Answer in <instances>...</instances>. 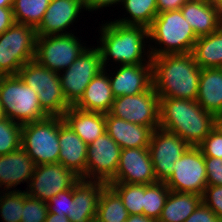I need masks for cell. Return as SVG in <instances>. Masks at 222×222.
<instances>
[{"instance_id": "obj_21", "label": "cell", "mask_w": 222, "mask_h": 222, "mask_svg": "<svg viewBox=\"0 0 222 222\" xmlns=\"http://www.w3.org/2000/svg\"><path fill=\"white\" fill-rule=\"evenodd\" d=\"M59 144L58 163L81 178L86 171L88 145L65 121L59 126Z\"/></svg>"}, {"instance_id": "obj_42", "label": "cell", "mask_w": 222, "mask_h": 222, "mask_svg": "<svg viewBox=\"0 0 222 222\" xmlns=\"http://www.w3.org/2000/svg\"><path fill=\"white\" fill-rule=\"evenodd\" d=\"M15 23L12 7H0V34Z\"/></svg>"}, {"instance_id": "obj_19", "label": "cell", "mask_w": 222, "mask_h": 222, "mask_svg": "<svg viewBox=\"0 0 222 222\" xmlns=\"http://www.w3.org/2000/svg\"><path fill=\"white\" fill-rule=\"evenodd\" d=\"M107 183L80 179L73 186L70 222H91L96 220L98 202Z\"/></svg>"}, {"instance_id": "obj_45", "label": "cell", "mask_w": 222, "mask_h": 222, "mask_svg": "<svg viewBox=\"0 0 222 222\" xmlns=\"http://www.w3.org/2000/svg\"><path fill=\"white\" fill-rule=\"evenodd\" d=\"M45 222H70V220L65 215L48 212Z\"/></svg>"}, {"instance_id": "obj_52", "label": "cell", "mask_w": 222, "mask_h": 222, "mask_svg": "<svg viewBox=\"0 0 222 222\" xmlns=\"http://www.w3.org/2000/svg\"><path fill=\"white\" fill-rule=\"evenodd\" d=\"M189 1H197V2L207 3V0H189Z\"/></svg>"}, {"instance_id": "obj_20", "label": "cell", "mask_w": 222, "mask_h": 222, "mask_svg": "<svg viewBox=\"0 0 222 222\" xmlns=\"http://www.w3.org/2000/svg\"><path fill=\"white\" fill-rule=\"evenodd\" d=\"M35 163L21 146L13 152L0 155V189L16 191L17 185L29 181L35 170Z\"/></svg>"}, {"instance_id": "obj_11", "label": "cell", "mask_w": 222, "mask_h": 222, "mask_svg": "<svg viewBox=\"0 0 222 222\" xmlns=\"http://www.w3.org/2000/svg\"><path fill=\"white\" fill-rule=\"evenodd\" d=\"M160 98L153 85L145 92L114 98L110 115L137 125L159 128Z\"/></svg>"}, {"instance_id": "obj_38", "label": "cell", "mask_w": 222, "mask_h": 222, "mask_svg": "<svg viewBox=\"0 0 222 222\" xmlns=\"http://www.w3.org/2000/svg\"><path fill=\"white\" fill-rule=\"evenodd\" d=\"M198 147L204 157L222 158V134L213 128Z\"/></svg>"}, {"instance_id": "obj_6", "label": "cell", "mask_w": 222, "mask_h": 222, "mask_svg": "<svg viewBox=\"0 0 222 222\" xmlns=\"http://www.w3.org/2000/svg\"><path fill=\"white\" fill-rule=\"evenodd\" d=\"M63 122V117L48 116L39 121L22 124L21 146L35 165L58 163L59 126Z\"/></svg>"}, {"instance_id": "obj_26", "label": "cell", "mask_w": 222, "mask_h": 222, "mask_svg": "<svg viewBox=\"0 0 222 222\" xmlns=\"http://www.w3.org/2000/svg\"><path fill=\"white\" fill-rule=\"evenodd\" d=\"M196 101L214 116L222 113V68L201 69Z\"/></svg>"}, {"instance_id": "obj_2", "label": "cell", "mask_w": 222, "mask_h": 222, "mask_svg": "<svg viewBox=\"0 0 222 222\" xmlns=\"http://www.w3.org/2000/svg\"><path fill=\"white\" fill-rule=\"evenodd\" d=\"M159 98V128L177 134L189 146H198L214 128L215 116L196 100Z\"/></svg>"}, {"instance_id": "obj_48", "label": "cell", "mask_w": 222, "mask_h": 222, "mask_svg": "<svg viewBox=\"0 0 222 222\" xmlns=\"http://www.w3.org/2000/svg\"><path fill=\"white\" fill-rule=\"evenodd\" d=\"M13 0H0V7H12Z\"/></svg>"}, {"instance_id": "obj_37", "label": "cell", "mask_w": 222, "mask_h": 222, "mask_svg": "<svg viewBox=\"0 0 222 222\" xmlns=\"http://www.w3.org/2000/svg\"><path fill=\"white\" fill-rule=\"evenodd\" d=\"M73 201V187L59 192L47 201L48 211L71 218V202Z\"/></svg>"}, {"instance_id": "obj_7", "label": "cell", "mask_w": 222, "mask_h": 222, "mask_svg": "<svg viewBox=\"0 0 222 222\" xmlns=\"http://www.w3.org/2000/svg\"><path fill=\"white\" fill-rule=\"evenodd\" d=\"M17 75L37 92L40 105L49 116L63 117L71 107L63 94L59 73L32 60L24 64Z\"/></svg>"}, {"instance_id": "obj_30", "label": "cell", "mask_w": 222, "mask_h": 222, "mask_svg": "<svg viewBox=\"0 0 222 222\" xmlns=\"http://www.w3.org/2000/svg\"><path fill=\"white\" fill-rule=\"evenodd\" d=\"M121 5L129 17L114 21L123 25L143 26L148 29L158 14L156 0H122Z\"/></svg>"}, {"instance_id": "obj_29", "label": "cell", "mask_w": 222, "mask_h": 222, "mask_svg": "<svg viewBox=\"0 0 222 222\" xmlns=\"http://www.w3.org/2000/svg\"><path fill=\"white\" fill-rule=\"evenodd\" d=\"M119 194L107 184L100 195L97 209V222H122L129 218Z\"/></svg>"}, {"instance_id": "obj_34", "label": "cell", "mask_w": 222, "mask_h": 222, "mask_svg": "<svg viewBox=\"0 0 222 222\" xmlns=\"http://www.w3.org/2000/svg\"><path fill=\"white\" fill-rule=\"evenodd\" d=\"M3 193V194H2ZM27 198L25 190L22 192L2 191L0 194V215L2 222H21L24 200Z\"/></svg>"}, {"instance_id": "obj_17", "label": "cell", "mask_w": 222, "mask_h": 222, "mask_svg": "<svg viewBox=\"0 0 222 222\" xmlns=\"http://www.w3.org/2000/svg\"><path fill=\"white\" fill-rule=\"evenodd\" d=\"M82 9L85 10L83 0H51L40 25L36 28V35L70 34L66 30L76 21Z\"/></svg>"}, {"instance_id": "obj_49", "label": "cell", "mask_w": 222, "mask_h": 222, "mask_svg": "<svg viewBox=\"0 0 222 222\" xmlns=\"http://www.w3.org/2000/svg\"><path fill=\"white\" fill-rule=\"evenodd\" d=\"M222 0H207V3L210 5L218 6Z\"/></svg>"}, {"instance_id": "obj_43", "label": "cell", "mask_w": 222, "mask_h": 222, "mask_svg": "<svg viewBox=\"0 0 222 222\" xmlns=\"http://www.w3.org/2000/svg\"><path fill=\"white\" fill-rule=\"evenodd\" d=\"M84 5H85V10L86 11H94V10H100L103 9L104 7H110L115 4H120L122 3V0H83Z\"/></svg>"}, {"instance_id": "obj_33", "label": "cell", "mask_w": 222, "mask_h": 222, "mask_svg": "<svg viewBox=\"0 0 222 222\" xmlns=\"http://www.w3.org/2000/svg\"><path fill=\"white\" fill-rule=\"evenodd\" d=\"M121 197L129 215H143L144 185L108 183Z\"/></svg>"}, {"instance_id": "obj_47", "label": "cell", "mask_w": 222, "mask_h": 222, "mask_svg": "<svg viewBox=\"0 0 222 222\" xmlns=\"http://www.w3.org/2000/svg\"><path fill=\"white\" fill-rule=\"evenodd\" d=\"M214 128L222 134V113L215 115Z\"/></svg>"}, {"instance_id": "obj_18", "label": "cell", "mask_w": 222, "mask_h": 222, "mask_svg": "<svg viewBox=\"0 0 222 222\" xmlns=\"http://www.w3.org/2000/svg\"><path fill=\"white\" fill-rule=\"evenodd\" d=\"M119 70L109 76L114 98L136 95L147 91L153 85L152 64L119 65Z\"/></svg>"}, {"instance_id": "obj_51", "label": "cell", "mask_w": 222, "mask_h": 222, "mask_svg": "<svg viewBox=\"0 0 222 222\" xmlns=\"http://www.w3.org/2000/svg\"><path fill=\"white\" fill-rule=\"evenodd\" d=\"M4 116L3 110H2V106L0 105V119H2Z\"/></svg>"}, {"instance_id": "obj_12", "label": "cell", "mask_w": 222, "mask_h": 222, "mask_svg": "<svg viewBox=\"0 0 222 222\" xmlns=\"http://www.w3.org/2000/svg\"><path fill=\"white\" fill-rule=\"evenodd\" d=\"M171 176L165 181L174 192L194 193L203 196L207 186L205 157L198 146H189L174 163Z\"/></svg>"}, {"instance_id": "obj_8", "label": "cell", "mask_w": 222, "mask_h": 222, "mask_svg": "<svg viewBox=\"0 0 222 222\" xmlns=\"http://www.w3.org/2000/svg\"><path fill=\"white\" fill-rule=\"evenodd\" d=\"M36 29L14 23L0 34V76L17 75L19 69L35 58Z\"/></svg>"}, {"instance_id": "obj_24", "label": "cell", "mask_w": 222, "mask_h": 222, "mask_svg": "<svg viewBox=\"0 0 222 222\" xmlns=\"http://www.w3.org/2000/svg\"><path fill=\"white\" fill-rule=\"evenodd\" d=\"M113 101L109 74L105 68L91 80L74 107L83 111L108 113Z\"/></svg>"}, {"instance_id": "obj_44", "label": "cell", "mask_w": 222, "mask_h": 222, "mask_svg": "<svg viewBox=\"0 0 222 222\" xmlns=\"http://www.w3.org/2000/svg\"><path fill=\"white\" fill-rule=\"evenodd\" d=\"M189 0H156L158 13L180 10V8Z\"/></svg>"}, {"instance_id": "obj_23", "label": "cell", "mask_w": 222, "mask_h": 222, "mask_svg": "<svg viewBox=\"0 0 222 222\" xmlns=\"http://www.w3.org/2000/svg\"><path fill=\"white\" fill-rule=\"evenodd\" d=\"M63 119L87 145L106 132L105 113L83 111L71 106Z\"/></svg>"}, {"instance_id": "obj_22", "label": "cell", "mask_w": 222, "mask_h": 222, "mask_svg": "<svg viewBox=\"0 0 222 222\" xmlns=\"http://www.w3.org/2000/svg\"><path fill=\"white\" fill-rule=\"evenodd\" d=\"M106 132L121 147L148 148L153 133L151 127L127 122L105 113Z\"/></svg>"}, {"instance_id": "obj_15", "label": "cell", "mask_w": 222, "mask_h": 222, "mask_svg": "<svg viewBox=\"0 0 222 222\" xmlns=\"http://www.w3.org/2000/svg\"><path fill=\"white\" fill-rule=\"evenodd\" d=\"M188 147L177 134L161 128L153 131L148 149L157 181L165 182L171 176L175 161Z\"/></svg>"}, {"instance_id": "obj_10", "label": "cell", "mask_w": 222, "mask_h": 222, "mask_svg": "<svg viewBox=\"0 0 222 222\" xmlns=\"http://www.w3.org/2000/svg\"><path fill=\"white\" fill-rule=\"evenodd\" d=\"M104 70L98 47H87L82 54L63 72L59 79L67 102L74 106L83 96L91 80Z\"/></svg>"}, {"instance_id": "obj_5", "label": "cell", "mask_w": 222, "mask_h": 222, "mask_svg": "<svg viewBox=\"0 0 222 222\" xmlns=\"http://www.w3.org/2000/svg\"><path fill=\"white\" fill-rule=\"evenodd\" d=\"M0 105L4 116L19 124L39 121L49 116L42 109L37 92L18 75L0 76Z\"/></svg>"}, {"instance_id": "obj_35", "label": "cell", "mask_w": 222, "mask_h": 222, "mask_svg": "<svg viewBox=\"0 0 222 222\" xmlns=\"http://www.w3.org/2000/svg\"><path fill=\"white\" fill-rule=\"evenodd\" d=\"M22 124L7 117L0 119V155L13 152L21 147Z\"/></svg>"}, {"instance_id": "obj_28", "label": "cell", "mask_w": 222, "mask_h": 222, "mask_svg": "<svg viewBox=\"0 0 222 222\" xmlns=\"http://www.w3.org/2000/svg\"><path fill=\"white\" fill-rule=\"evenodd\" d=\"M191 53L201 69L222 68V26L209 35L198 37Z\"/></svg>"}, {"instance_id": "obj_14", "label": "cell", "mask_w": 222, "mask_h": 222, "mask_svg": "<svg viewBox=\"0 0 222 222\" xmlns=\"http://www.w3.org/2000/svg\"><path fill=\"white\" fill-rule=\"evenodd\" d=\"M80 177L61 163L35 166L26 194L30 197L48 201L59 192L72 188Z\"/></svg>"}, {"instance_id": "obj_3", "label": "cell", "mask_w": 222, "mask_h": 222, "mask_svg": "<svg viewBox=\"0 0 222 222\" xmlns=\"http://www.w3.org/2000/svg\"><path fill=\"white\" fill-rule=\"evenodd\" d=\"M101 25L100 41L97 42L100 43V46L97 47L102 56L104 69L111 59L112 62L120 63L119 65L152 64L150 49L146 48L145 44L150 42L146 27L123 25L116 21H108ZM145 40L147 41L145 42Z\"/></svg>"}, {"instance_id": "obj_27", "label": "cell", "mask_w": 222, "mask_h": 222, "mask_svg": "<svg viewBox=\"0 0 222 222\" xmlns=\"http://www.w3.org/2000/svg\"><path fill=\"white\" fill-rule=\"evenodd\" d=\"M201 203L198 194L170 190L157 222H184Z\"/></svg>"}, {"instance_id": "obj_4", "label": "cell", "mask_w": 222, "mask_h": 222, "mask_svg": "<svg viewBox=\"0 0 222 222\" xmlns=\"http://www.w3.org/2000/svg\"><path fill=\"white\" fill-rule=\"evenodd\" d=\"M151 56L191 53L198 37L185 20L181 10L160 12L148 28ZM159 47V48H157Z\"/></svg>"}, {"instance_id": "obj_9", "label": "cell", "mask_w": 222, "mask_h": 222, "mask_svg": "<svg viewBox=\"0 0 222 222\" xmlns=\"http://www.w3.org/2000/svg\"><path fill=\"white\" fill-rule=\"evenodd\" d=\"M74 34L37 36L34 60L56 73L64 71L87 48Z\"/></svg>"}, {"instance_id": "obj_13", "label": "cell", "mask_w": 222, "mask_h": 222, "mask_svg": "<svg viewBox=\"0 0 222 222\" xmlns=\"http://www.w3.org/2000/svg\"><path fill=\"white\" fill-rule=\"evenodd\" d=\"M121 147L107 132L88 145L85 174L80 179L109 183L116 175Z\"/></svg>"}, {"instance_id": "obj_41", "label": "cell", "mask_w": 222, "mask_h": 222, "mask_svg": "<svg viewBox=\"0 0 222 222\" xmlns=\"http://www.w3.org/2000/svg\"><path fill=\"white\" fill-rule=\"evenodd\" d=\"M184 222H222V220L202 202Z\"/></svg>"}, {"instance_id": "obj_32", "label": "cell", "mask_w": 222, "mask_h": 222, "mask_svg": "<svg viewBox=\"0 0 222 222\" xmlns=\"http://www.w3.org/2000/svg\"><path fill=\"white\" fill-rule=\"evenodd\" d=\"M169 192L165 182L144 185L143 215L158 221Z\"/></svg>"}, {"instance_id": "obj_31", "label": "cell", "mask_w": 222, "mask_h": 222, "mask_svg": "<svg viewBox=\"0 0 222 222\" xmlns=\"http://www.w3.org/2000/svg\"><path fill=\"white\" fill-rule=\"evenodd\" d=\"M51 0H13L12 11L15 23L37 28Z\"/></svg>"}, {"instance_id": "obj_50", "label": "cell", "mask_w": 222, "mask_h": 222, "mask_svg": "<svg viewBox=\"0 0 222 222\" xmlns=\"http://www.w3.org/2000/svg\"><path fill=\"white\" fill-rule=\"evenodd\" d=\"M216 7H217L218 15L222 19V1Z\"/></svg>"}, {"instance_id": "obj_1", "label": "cell", "mask_w": 222, "mask_h": 222, "mask_svg": "<svg viewBox=\"0 0 222 222\" xmlns=\"http://www.w3.org/2000/svg\"><path fill=\"white\" fill-rule=\"evenodd\" d=\"M153 87L159 97L196 100L201 68L192 53L152 56Z\"/></svg>"}, {"instance_id": "obj_40", "label": "cell", "mask_w": 222, "mask_h": 222, "mask_svg": "<svg viewBox=\"0 0 222 222\" xmlns=\"http://www.w3.org/2000/svg\"><path fill=\"white\" fill-rule=\"evenodd\" d=\"M207 185H222V158L205 157Z\"/></svg>"}, {"instance_id": "obj_39", "label": "cell", "mask_w": 222, "mask_h": 222, "mask_svg": "<svg viewBox=\"0 0 222 222\" xmlns=\"http://www.w3.org/2000/svg\"><path fill=\"white\" fill-rule=\"evenodd\" d=\"M202 202L222 220V185H207Z\"/></svg>"}, {"instance_id": "obj_36", "label": "cell", "mask_w": 222, "mask_h": 222, "mask_svg": "<svg viewBox=\"0 0 222 222\" xmlns=\"http://www.w3.org/2000/svg\"><path fill=\"white\" fill-rule=\"evenodd\" d=\"M48 212L46 201L27 195L24 200L21 222H45Z\"/></svg>"}, {"instance_id": "obj_46", "label": "cell", "mask_w": 222, "mask_h": 222, "mask_svg": "<svg viewBox=\"0 0 222 222\" xmlns=\"http://www.w3.org/2000/svg\"><path fill=\"white\" fill-rule=\"evenodd\" d=\"M126 222H157L153 219L147 218L144 215H130Z\"/></svg>"}, {"instance_id": "obj_25", "label": "cell", "mask_w": 222, "mask_h": 222, "mask_svg": "<svg viewBox=\"0 0 222 222\" xmlns=\"http://www.w3.org/2000/svg\"><path fill=\"white\" fill-rule=\"evenodd\" d=\"M180 10L197 37L209 35L222 26V19L214 5L187 1Z\"/></svg>"}, {"instance_id": "obj_16", "label": "cell", "mask_w": 222, "mask_h": 222, "mask_svg": "<svg viewBox=\"0 0 222 222\" xmlns=\"http://www.w3.org/2000/svg\"><path fill=\"white\" fill-rule=\"evenodd\" d=\"M156 182L148 148L121 149L116 175L109 183L147 185Z\"/></svg>"}]
</instances>
